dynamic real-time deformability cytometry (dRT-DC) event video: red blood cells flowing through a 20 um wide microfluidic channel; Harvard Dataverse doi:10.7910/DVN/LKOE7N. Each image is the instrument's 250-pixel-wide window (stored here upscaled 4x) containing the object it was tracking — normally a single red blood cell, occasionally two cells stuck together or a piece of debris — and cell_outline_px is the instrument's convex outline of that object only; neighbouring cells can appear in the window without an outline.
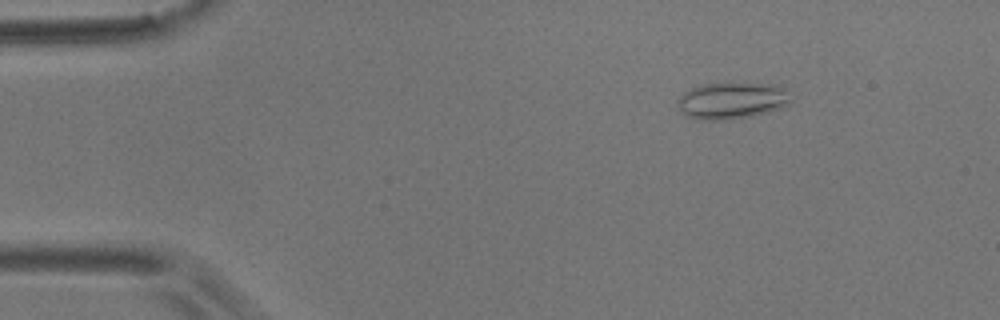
{"species": "common noctule bat (a hibernating species)", "species_latin": "Nyctalus noctula", "temperature_condition": "room temperature", "stored_images_in_passage": 6, "camera_frame_rate_fps": 3000, "um_per_image_px": 0.085, "animal": {"sex": "male", "body_mass_g": 17.9}, "frame": {"image": 1, "passage_image": 3, "time_ms": 0.667, "image_size_px": [1000, 320], "cell_outline_px": [[792, 100], [788, 104], [780, 108], [768, 112], [752, 116], [724, 120], [700, 120], [688, 116], [680, 112], [676, 104], [676, 100], [684, 92], [700, 84], [780, 84], [784, 88]], "centroid_in_image_um": [62.18, 8.56], "position_along_channel_um": 22.8, "area_um2": 24.22}}